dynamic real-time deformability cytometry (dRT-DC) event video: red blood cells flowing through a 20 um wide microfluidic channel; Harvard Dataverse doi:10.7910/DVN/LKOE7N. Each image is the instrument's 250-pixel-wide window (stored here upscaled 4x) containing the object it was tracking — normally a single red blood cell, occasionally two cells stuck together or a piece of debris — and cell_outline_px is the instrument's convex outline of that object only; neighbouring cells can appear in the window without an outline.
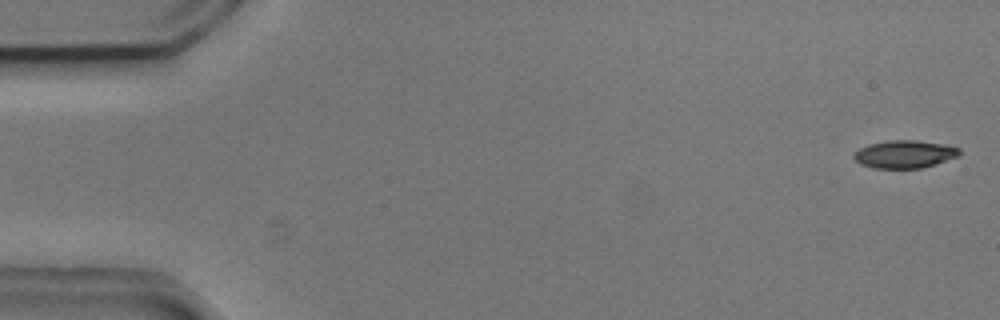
{"species": "common noctule bat (a hibernating species)", "species_latin": "Nyctalus noctula", "temperature_condition": "cold", "stored_images_in_passage": 8, "camera_frame_rate_fps": 3000, "um_per_image_px": 0.085, "animal": {"sex": "male", "body_mass_g": 20.5, "forearm_length_mm": 52.5}, "frame": {"image": 1, "passage_image": 1, "time_ms": 0.0, "image_size_px": [1000, 320], "cell_outline_px": [[960, 156], [936, 164], [920, 168], [872, 168], [860, 164], [852, 156], [852, 152], [868, 144], [888, 140], [916, 140], [944, 144], [960, 148]], "centroid_in_image_um": [76.88, 13.1], "position_along_channel_um": 8.1, "area_um2": 17.28}}
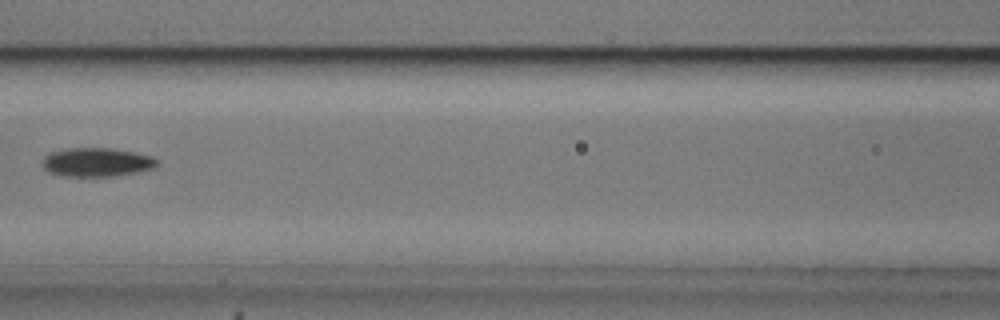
{"frame": {"image": 2, "passage_image": 7, "time_ms": 2.0, "image_size_px": [1000, 320], "cell_outline_px": [[160, 164], [156, 168], [116, 176], [60, 176], [48, 172], [40, 164], [44, 156], [52, 152], [68, 148], [108, 148], [136, 152], [152, 156]], "centroid_in_image_um": [8.22, 13.79], "position_along_channel_um": 158.4, "area_um2": 19.48}}
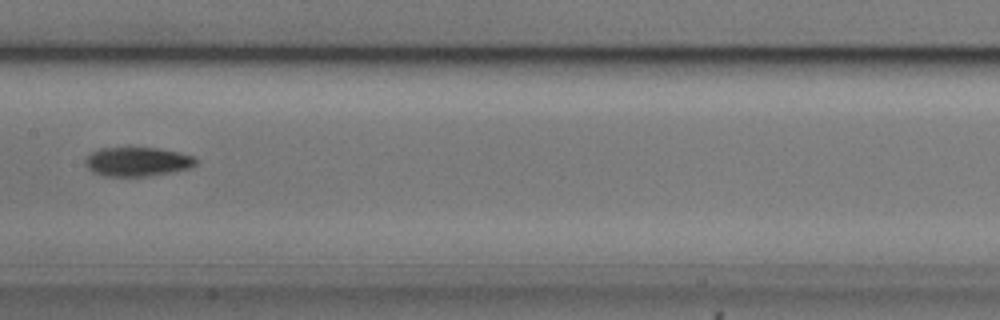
{"frame": {"image": 3, "passage_image": 8, "time_ms": 2.333, "image_size_px": [1000, 320], "cell_outline_px": [[200, 160], [192, 168], [172, 172], [148, 176], [104, 176], [92, 172], [84, 164], [84, 160], [92, 152], [100, 148], [128, 144], [160, 148], [180, 152], [196, 156]], "centroid_in_image_um": [11.7, 13.69], "position_along_channel_um": 195.7, "area_um2": 19.94}}